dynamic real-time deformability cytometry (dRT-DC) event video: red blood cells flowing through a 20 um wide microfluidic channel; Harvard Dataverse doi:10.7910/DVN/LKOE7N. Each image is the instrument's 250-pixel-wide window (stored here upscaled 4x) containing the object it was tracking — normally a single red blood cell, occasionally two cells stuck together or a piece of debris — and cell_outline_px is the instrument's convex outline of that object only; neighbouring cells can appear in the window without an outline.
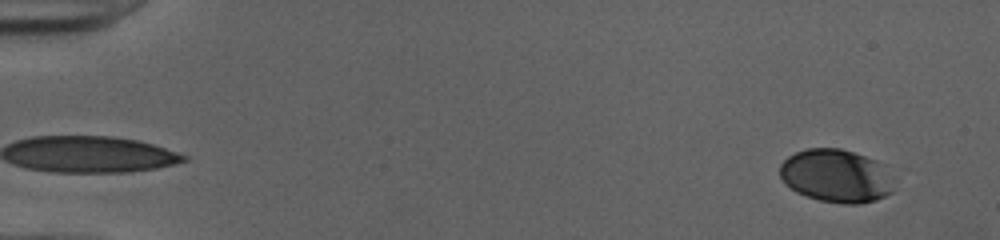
{"species": "human", "species_latin": "Homo sapiens", "temperature_condition": "cold", "stored_images_in_passage": 51, "camera_frame_rate_fps": 3000, "um_per_image_px": 0.085, "donor": {"sex": "female"}, "frame": {"image": 1, "passage_image": 3, "time_ms": 0.667, "image_size_px": [1000, 240], "cell_outline_px": [[892, 192], [876, 200], [860, 204], [844, 204], [820, 200], [796, 192], [784, 184], [780, 176], [780, 164], [788, 156], [796, 152], [808, 148], [840, 148], [876, 160], [884, 164]], "centroid_in_image_um": [71.01, 14.95], "position_along_channel_um": 14.0, "area_um2": 35.03}}
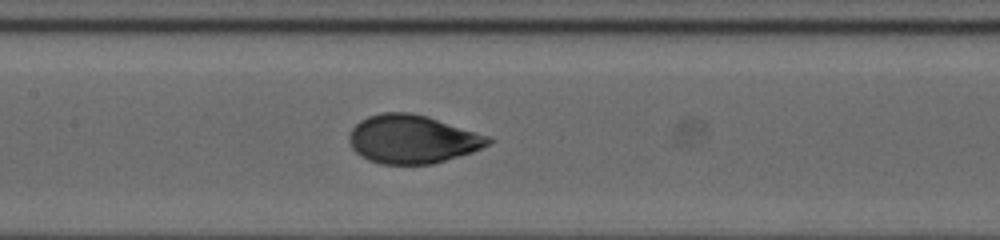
{"frame": {"image": 2, "passage_image": 26, "time_ms": 8.333, "image_size_px": [1000, 240], "cell_outline_px": [[496, 140], [492, 144], [472, 152], [432, 164], [380, 164], [368, 160], [360, 156], [352, 148], [348, 140], [348, 136], [352, 128], [360, 120], [368, 116], [380, 112], [408, 112], [428, 116], [492, 136]], "centroid_in_image_um": [35.09, 11.82], "position_along_channel_um": 172.3, "area_um2": 39.82}}
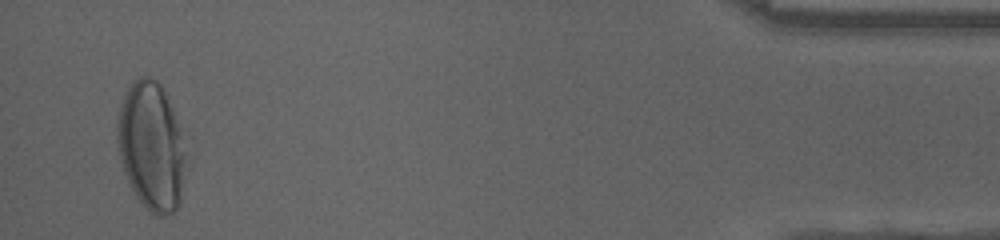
{"frame": {"image": 3, "passage_image": 50, "time_ms": 16.333, "image_size_px": [1000, 240], "cell_outline_px": [[180, 200], [176, 208], [172, 212], [164, 216], [156, 216], [136, 196], [124, 172], [120, 160], [116, 140], [116, 128], [120, 108], [124, 96], [128, 88], [140, 76], [148, 76], [156, 80], [160, 84], [164, 92], [176, 120], [180, 136]], "centroid_in_image_um": [12.75, 12.4], "position_along_channel_um": 422.4, "area_um2": 48.84}, "authors_computed_cell_mechanics": {"area_um2": 39.1306, "velocity_mm_per_s": 3.9971, "shape_relaxation_time_tau1_ms": 5.0172, "shape_relaxation_time_tau2_ms": null, "deformation_change_tau1": 0.1897, "deformation_change_tau2": null}}